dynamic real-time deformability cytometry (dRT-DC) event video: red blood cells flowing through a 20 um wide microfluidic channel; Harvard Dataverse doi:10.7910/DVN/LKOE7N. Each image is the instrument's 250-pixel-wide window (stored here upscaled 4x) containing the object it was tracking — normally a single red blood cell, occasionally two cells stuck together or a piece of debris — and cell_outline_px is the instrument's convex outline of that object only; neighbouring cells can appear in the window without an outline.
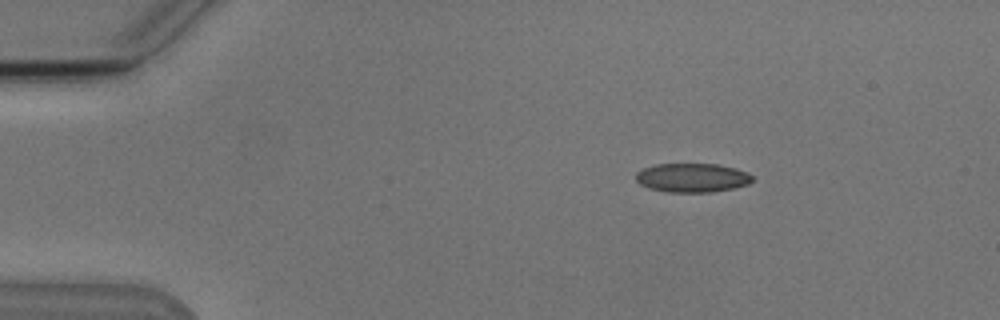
{"species": "Egyptian fruit bat (a non-hibernating species)", "species_latin": "Rousettus aegyptiacus", "temperature_condition": "cold", "stored_images_in_passage": 53, "camera_frame_rate_fps": 3000, "um_per_image_px": 0.085, "animal": {"sex": "male"}, "frame": {"image": 1, "passage_image": 8, "time_ms": 2.333, "image_size_px": [1000, 320], "cell_outline_px": [[752, 180], [748, 184], [732, 188], [712, 192], [668, 192], [648, 188], [640, 184], [636, 180], [636, 172], [644, 168], [656, 164], [720, 164], [736, 168], [748, 172], [752, 176]], "centroid_in_image_um": [58.84, 15.1], "position_along_channel_um": 26.2, "area_um2": 19.71}}
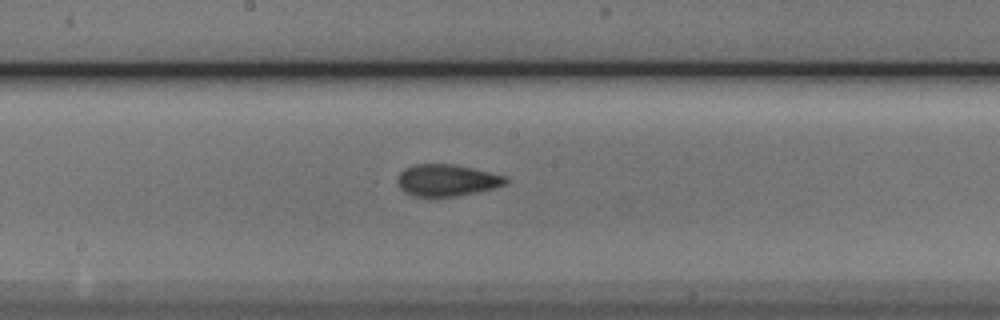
{"frame": {"image": 2, "passage_image": 28, "time_ms": 9.0, "image_size_px": [1000, 320], "cell_outline_px": [[508, 180], [504, 184], [496, 188], [456, 196], [416, 196], [404, 192], [400, 188], [396, 180], [400, 172], [404, 168], [412, 164], [452, 164], [472, 168], [508, 176]], "centroid_in_image_um": [37.97, 15.31], "position_along_channel_um": 210.2, "area_um2": 20.06}}
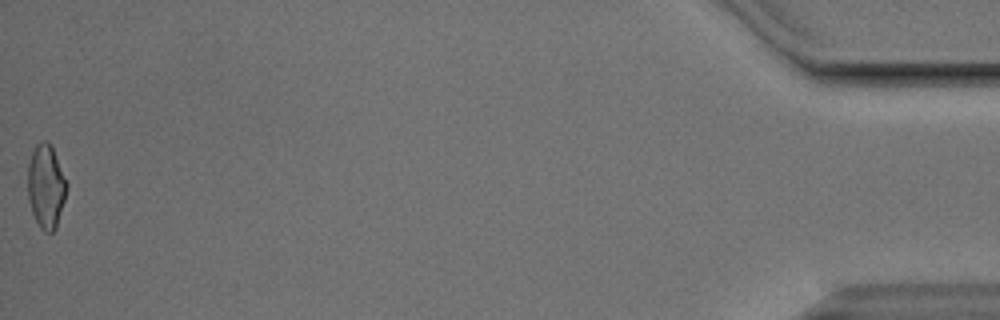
{"frame": {"image": 3, "passage_image": 53, "time_ms": 17.333, "image_size_px": [1000, 320], "cell_outline_px": [[68, 184], [64, 200], [56, 228], [52, 232], [44, 232], [40, 228], [32, 212], [28, 200], [28, 164], [32, 152], [36, 144], [40, 140], [48, 140], [52, 148]], "centroid_in_image_um": [3.9, 15.84], "position_along_channel_um": 431.3, "area_um2": 18.9}, "authors_computed_cell_mechanics": {"area_um2": 19.7098, "velocity_mm_per_s": 3.8223, "shape_relaxation_time_tau1_ms": 7.1526, "shape_relaxation_time_tau2_ms": 1.795, "deformation_change_tau1": 0.1677, "deformation_change_tau2": 0.0702}}